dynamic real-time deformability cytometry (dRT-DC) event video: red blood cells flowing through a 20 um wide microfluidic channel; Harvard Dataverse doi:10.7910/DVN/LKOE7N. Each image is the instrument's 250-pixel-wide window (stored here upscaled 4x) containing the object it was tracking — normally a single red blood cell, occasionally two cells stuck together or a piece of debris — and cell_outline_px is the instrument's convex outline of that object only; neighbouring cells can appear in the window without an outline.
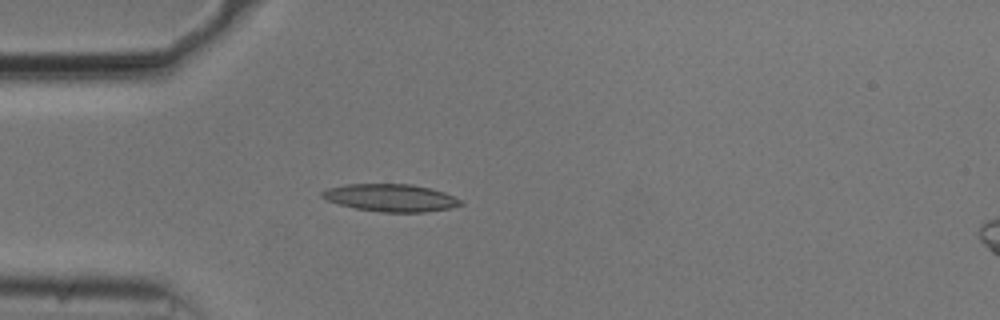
{"species": "common noctule bat (a hibernating species)", "species_latin": "Nyctalus noctula", "temperature_condition": "cold", "stored_images_in_passage": 47, "camera_frame_rate_fps": 3000, "um_per_image_px": 0.085, "animal": {"sex": "male", "body_mass_g": 20.5, "forearm_length_mm": 52.5}, "frame": {"image": 1, "passage_image": 8, "time_ms": 2.333, "image_size_px": [1000, 320], "cell_outline_px": [[464, 204], [452, 208], [424, 212], [384, 212], [356, 208], [340, 204], [328, 200], [320, 196], [320, 192], [328, 188], [348, 184], [412, 184], [432, 188], [444, 192], [464, 200]], "centroid_in_image_um": [33.28, 16.8], "position_along_channel_um": 51.7, "area_um2": 22.25}}
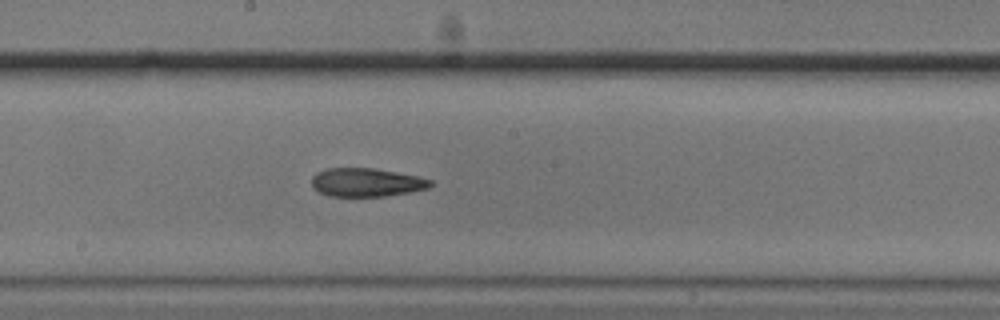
{"frame": {"image": 2, "passage_image": 22, "time_ms": 7.0, "image_size_px": [1000, 320], "cell_outline_px": [[432, 184], [428, 188], [412, 192], [388, 196], [328, 196], [312, 188], [312, 176], [316, 172], [328, 168], [372, 168], [396, 172], [416, 176], [432, 180]], "centroid_in_image_um": [31.13, 15.51], "position_along_channel_um": 217.1, "area_um2": 19.77}}
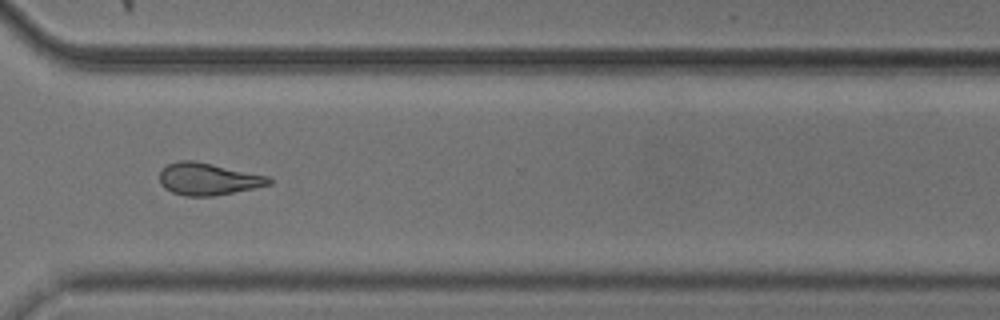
{"frame": {"image": 3, "passage_image": 33, "time_ms": 10.667, "image_size_px": [1000, 320], "cell_outline_px": [[272, 184], [216, 196], [184, 196], [172, 192], [164, 188], [160, 184], [160, 168], [168, 164], [180, 160], [192, 160], [212, 164], [268, 176], [272, 180]], "centroid_in_image_um": [17.65, 15.22], "position_along_channel_um": 352.9, "area_um2": 20.52}, "authors_computed_cell_mechanics": {"area_um2": 20.6346, "velocity_mm_per_s": 3.7299, "shape_relaxation_time_tau1_ms": null, "shape_relaxation_time_tau2_ms": 6.6186, "deformation_change_tau1": null, "deformation_change_tau2": 0.1759}}